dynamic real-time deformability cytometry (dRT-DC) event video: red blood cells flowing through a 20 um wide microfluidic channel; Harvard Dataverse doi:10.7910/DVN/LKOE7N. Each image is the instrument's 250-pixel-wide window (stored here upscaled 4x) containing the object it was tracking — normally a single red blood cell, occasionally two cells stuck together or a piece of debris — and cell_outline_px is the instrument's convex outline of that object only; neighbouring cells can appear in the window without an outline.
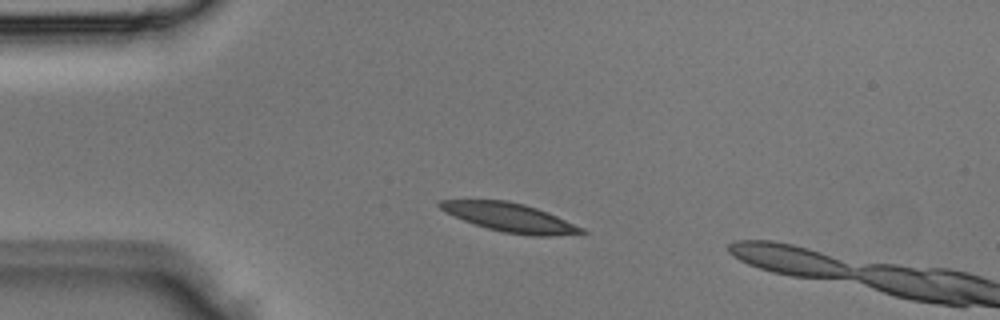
{"species": "Egyptian fruit bat (a non-hibernating species)", "species_latin": "Rousettus aegyptiacus", "temperature_condition": "room temperature", "stored_images_in_passage": 2, "camera_frame_rate_fps": 3000, "um_per_image_px": 0.085, "animal": {"sex": "male"}, "frame": {"image": 1, "passage_image": 1, "time_ms": 0.0, "image_size_px": [1000, 320], "cell_outline_px": [[588, 232], [552, 236], [532, 236], [504, 232], [488, 228], [464, 220], [440, 208], [436, 204], [436, 200], [508, 200], [524, 204], [548, 212], [584, 228]], "centroid_in_image_um": [43.37, 18.48], "position_along_channel_um": 41.6, "area_um2": 23.47}}